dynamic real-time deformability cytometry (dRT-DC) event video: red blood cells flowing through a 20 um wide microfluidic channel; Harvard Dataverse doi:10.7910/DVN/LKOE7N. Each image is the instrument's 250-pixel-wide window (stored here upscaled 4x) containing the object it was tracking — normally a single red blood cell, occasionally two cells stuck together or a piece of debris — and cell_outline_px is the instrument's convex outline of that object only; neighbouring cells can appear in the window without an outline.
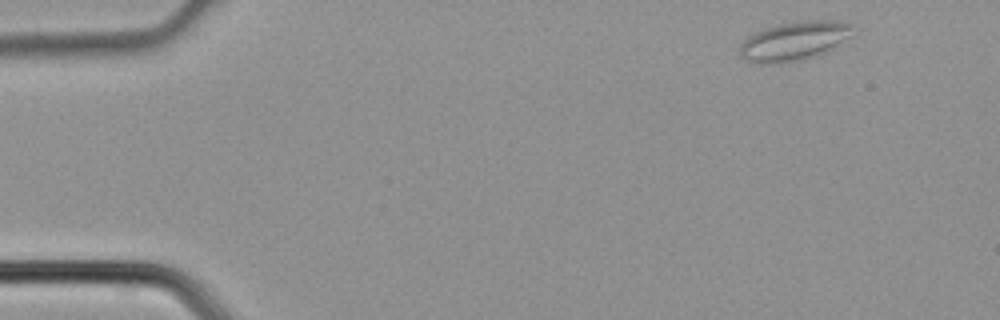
{"species": "common noctule bat (a hibernating species)", "species_latin": "Nyctalus noctula", "temperature_condition": "cold", "stored_images_in_passage": 2, "camera_frame_rate_fps": 3000, "um_per_image_px": 0.085, "animal": {"sex": "male", "body_mass_g": 21.5, "forearm_length_mm": 52.0}, "frame": {"image": 1, "passage_image": 1, "time_ms": 0.0, "image_size_px": [1000, 320], "cell_outline_px": [[856, 24], [852, 36], [832, 48], [816, 56], [800, 60], [780, 64], [760, 64], [744, 60], [740, 56], [740, 44], [748, 36], [756, 32], [780, 24], [800, 20], [836, 20]], "centroid_in_image_um": [67.54, 3.49], "position_along_channel_um": 17.5, "area_um2": 26.01}}